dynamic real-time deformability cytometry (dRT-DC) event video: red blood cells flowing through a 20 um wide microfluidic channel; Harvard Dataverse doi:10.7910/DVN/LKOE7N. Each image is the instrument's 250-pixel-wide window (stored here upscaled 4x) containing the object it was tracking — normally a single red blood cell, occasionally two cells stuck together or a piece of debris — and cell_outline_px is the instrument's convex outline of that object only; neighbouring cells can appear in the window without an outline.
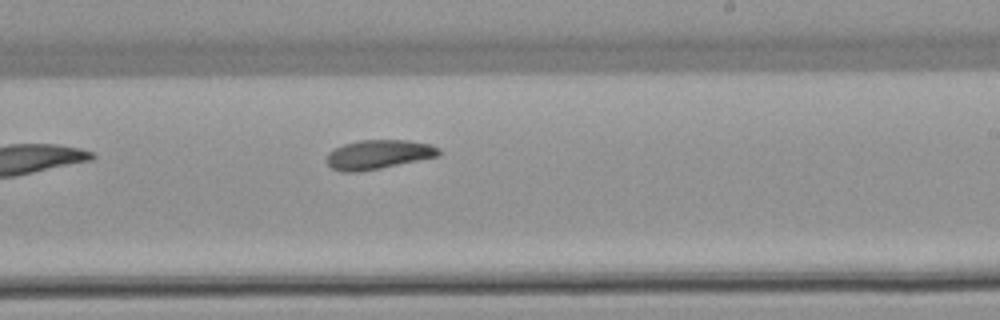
{"species": "common noctule bat (a hibernating species)", "species_latin": "Nyctalus noctula", "temperature_condition": "warm", "stored_images_in_passage": 8, "camera_frame_rate_fps": 3000, "um_per_image_px": 0.085, "animal": {"sex": "female", "body_mass_g": 22.7, "forearm_length_mm": 54.2}, "frame": {"image": 1, "passage_image": 8, "time_ms": 8.667, "image_size_px": [1000, 320], "cell_outline_px": [[440, 156], [380, 168], [356, 172], [340, 172], [332, 168], [324, 160], [328, 152], [344, 144], [360, 140], [408, 140], [432, 144], [440, 148]], "centroid_in_image_um": [32.16, 13.13], "position_along_channel_um": 256.8, "area_um2": 19.25}}